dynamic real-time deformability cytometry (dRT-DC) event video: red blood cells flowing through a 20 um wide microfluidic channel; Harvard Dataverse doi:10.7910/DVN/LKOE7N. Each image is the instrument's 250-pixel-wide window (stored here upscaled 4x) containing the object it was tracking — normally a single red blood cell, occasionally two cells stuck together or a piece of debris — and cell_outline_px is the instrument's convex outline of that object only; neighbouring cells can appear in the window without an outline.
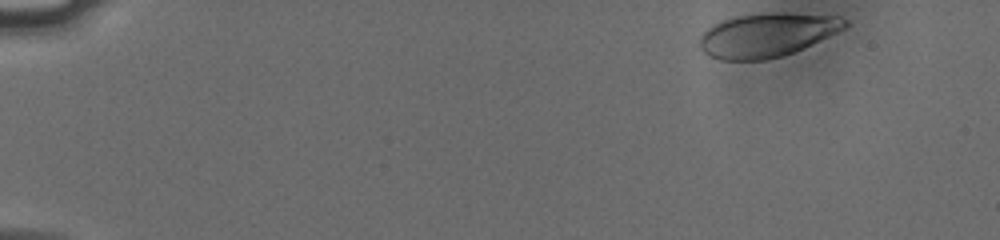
{"species": "human", "species_latin": "Homo sapiens", "temperature_condition": "cold", "stored_images_in_passage": 51, "camera_frame_rate_fps": 3000, "um_per_image_px": 0.085, "donor": {"sex": "male"}, "frame": {"image": 1, "passage_image": 1, "time_ms": 0.0, "image_size_px": [1000, 240], "cell_outline_px": [[848, 24], [844, 28], [804, 48], [780, 56], [764, 60], [720, 60], [708, 56], [700, 48], [700, 36], [712, 24], [736, 16], [764, 12], [780, 12], [840, 16], [848, 20]], "centroid_in_image_um": [65.18, 2.96], "position_along_channel_um": 19.8, "area_um2": 37.17}}
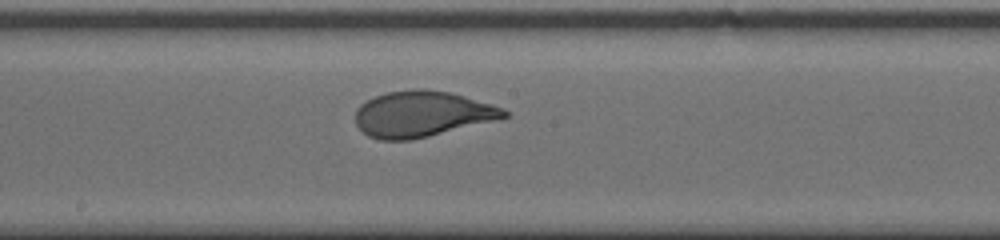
{"frame": {"image": 2, "passage_image": 27, "time_ms": 8.667, "image_size_px": [1000, 240], "cell_outline_px": [[508, 116], [412, 140], [380, 140], [368, 136], [356, 124], [356, 108], [360, 104], [376, 96], [388, 92], [416, 88], [424, 88], [448, 92], [464, 96], [492, 104], [504, 108], [508, 112]], "centroid_in_image_um": [35.83, 9.68], "position_along_channel_um": 212.4, "area_um2": 39.25}}
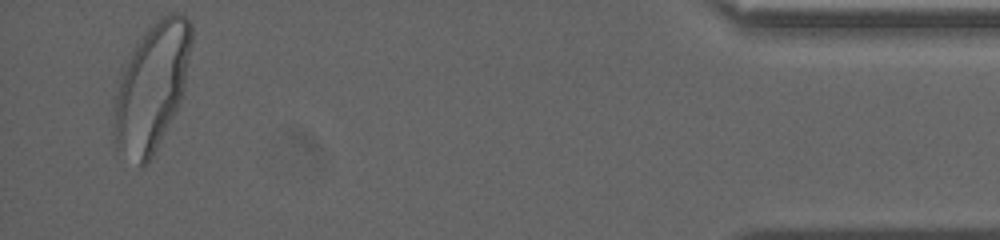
{"frame": {"image": 3, "passage_image": 49, "time_ms": 16.0, "image_size_px": [1000, 240], "cell_outline_px": [[192, 40], [184, 88], [180, 100], [148, 164], [144, 168], [140, 168], [116, 144], [112, 96], [120, 72], [136, 40], [156, 20], [172, 12], [180, 12], [188, 16], [192, 24]], "centroid_in_image_um": [12.88, 7.31], "position_along_channel_um": 422.3, "area_um2": 57.51}, "authors_computed_cell_mechanics": {"area_um2": 39.2462, "velocity_mm_per_s": 3.773, "shape_relaxation_time_tau1_ms": 2.9855, "shape_relaxation_time_tau2_ms": null, "deformation_change_tau1": 0.1564, "deformation_change_tau2": null}}